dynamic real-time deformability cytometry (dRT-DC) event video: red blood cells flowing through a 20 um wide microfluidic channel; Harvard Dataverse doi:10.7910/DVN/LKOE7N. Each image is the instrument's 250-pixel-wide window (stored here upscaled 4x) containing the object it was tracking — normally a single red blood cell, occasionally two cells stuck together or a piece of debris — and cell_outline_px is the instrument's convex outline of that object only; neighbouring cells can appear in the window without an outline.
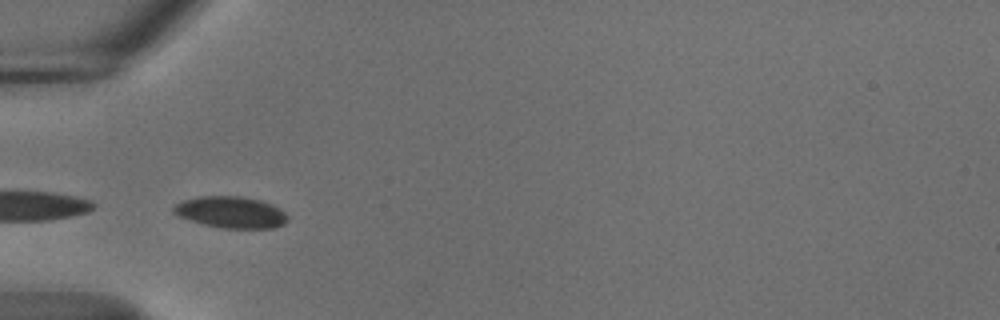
{"species": "common noctule bat (a hibernating species)", "species_latin": "Nyctalus noctula", "temperature_condition": "cold", "stored_images_in_passage": 3, "camera_frame_rate_fps": 3000, "um_per_image_px": 0.085, "animal": {"sex": "male", "body_mass_g": 18.8}, "frame": {"image": 1, "passage_image": 1, "time_ms": 0.0, "image_size_px": [1000, 320], "cell_outline_px": [[288, 220], [284, 224], [276, 228], [220, 228], [204, 224], [176, 216], [172, 212], [172, 208], [176, 204], [184, 200], [200, 196], [240, 196], [260, 200], [272, 204], [284, 212], [288, 216]], "centroid_in_image_um": [19.62, 18.04], "position_along_channel_um": 65.4, "area_um2": 21.04}}